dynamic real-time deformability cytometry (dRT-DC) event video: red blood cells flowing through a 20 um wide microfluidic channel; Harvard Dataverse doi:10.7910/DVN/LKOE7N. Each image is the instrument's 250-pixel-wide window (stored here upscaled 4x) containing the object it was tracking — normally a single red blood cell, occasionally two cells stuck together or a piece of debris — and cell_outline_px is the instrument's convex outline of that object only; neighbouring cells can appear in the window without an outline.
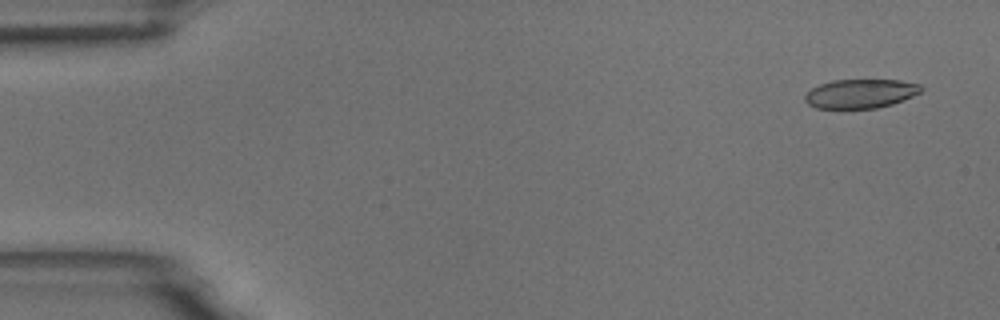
{"species": "common noctule bat (a hibernating species)", "species_latin": "Nyctalus noctula", "temperature_condition": "room temperature", "stored_images_in_passage": 6, "camera_frame_rate_fps": 3000, "um_per_image_px": 0.085, "animal": {"sex": "male", "body_mass_g": 18.8}, "frame": {"image": 1, "passage_image": 1, "time_ms": 0.0, "image_size_px": [1000, 320], "cell_outline_px": [[924, 88], [920, 92], [904, 100], [892, 104], [876, 108], [816, 108], [808, 104], [804, 100], [804, 96], [812, 88], [820, 84], [832, 80], [900, 80], [920, 84]], "centroid_in_image_um": [73.15, 7.95], "position_along_channel_um": 11.8, "area_um2": 19.65}}